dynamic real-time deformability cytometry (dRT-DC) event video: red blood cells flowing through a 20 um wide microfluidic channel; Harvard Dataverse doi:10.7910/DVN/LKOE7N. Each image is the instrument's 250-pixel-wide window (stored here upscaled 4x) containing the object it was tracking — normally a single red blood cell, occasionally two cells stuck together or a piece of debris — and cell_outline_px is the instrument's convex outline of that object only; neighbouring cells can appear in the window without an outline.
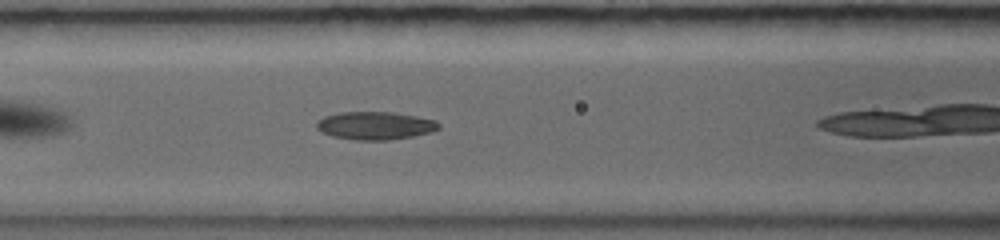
{"species": "common noctule bat (a hibernating species)", "species_latin": "Nyctalus noctula", "temperature_condition": "warm", "stored_images_in_passage": 4, "camera_frame_rate_fps": 5000, "um_per_image_px": 0.085, "animal": {"sex": "female", "body_mass_g": 19.0, "forearm_length_mm": 56.7}, "frame": {"image": 1, "passage_image": 4, "time_ms": 2.8, "image_size_px": [1000, 240], "cell_outline_px": [[440, 128], [432, 132], [412, 136], [388, 140], [356, 140], [332, 136], [316, 128], [316, 120], [324, 116], [340, 112], [392, 112], [416, 116], [436, 120], [440, 124]], "centroid_in_image_um": [31.89, 10.67], "position_along_channel_um": 134.7, "area_um2": 19.94}}